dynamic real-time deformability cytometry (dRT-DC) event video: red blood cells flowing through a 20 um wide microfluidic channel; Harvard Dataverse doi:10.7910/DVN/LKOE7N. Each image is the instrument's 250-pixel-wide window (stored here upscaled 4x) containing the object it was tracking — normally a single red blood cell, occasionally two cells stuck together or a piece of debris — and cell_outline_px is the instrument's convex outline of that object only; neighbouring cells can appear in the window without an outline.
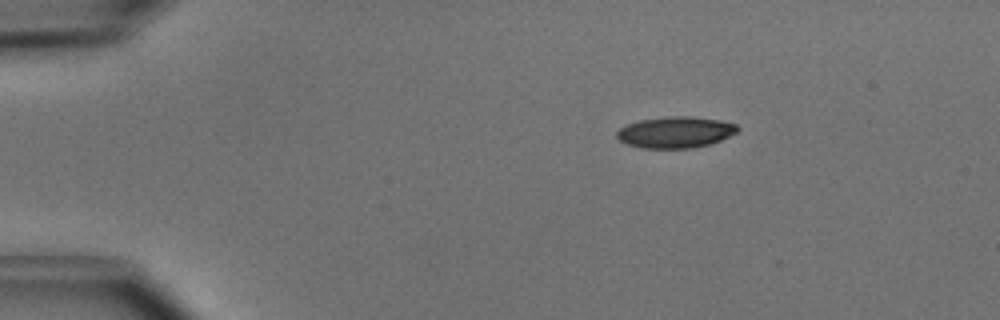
{"species": "common noctule bat (a hibernating species)", "species_latin": "Nyctalus noctula", "temperature_condition": "cold", "stored_images_in_passage": 4, "camera_frame_rate_fps": 3000, "um_per_image_px": 0.085, "animal": {"sex": "male", "body_mass_g": 15.6}, "frame": {"image": 1, "passage_image": 1, "time_ms": 0.0, "image_size_px": [1000, 320], "cell_outline_px": [[740, 128], [736, 132], [720, 140], [708, 144], [692, 148], [644, 148], [628, 144], [620, 140], [616, 136], [616, 132], [620, 128], [628, 124], [640, 120], [664, 116], [692, 116], [720, 120], [736, 124]], "centroid_in_image_um": [57.41, 11.23], "position_along_channel_um": 27.6, "area_um2": 21.91}}
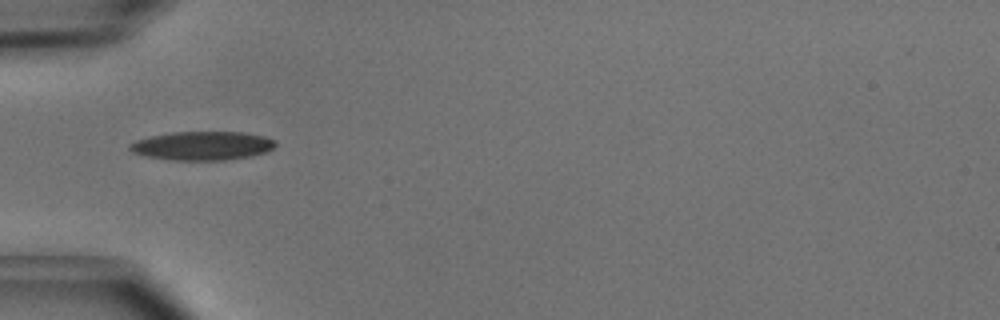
{"frame": {"image": 2, "passage_image": 3, "time_ms": 0.667, "image_size_px": [1000, 320], "cell_outline_px": [[276, 144], [272, 148], [264, 152], [248, 156], [224, 160], [168, 160], [148, 156], [132, 152], [128, 148], [128, 144], [136, 140], [152, 136], [172, 132], [244, 132], [264, 136], [276, 140]], "centroid_in_image_um": [17.18, 12.38], "position_along_channel_um": 67.8, "area_um2": 24.28}}